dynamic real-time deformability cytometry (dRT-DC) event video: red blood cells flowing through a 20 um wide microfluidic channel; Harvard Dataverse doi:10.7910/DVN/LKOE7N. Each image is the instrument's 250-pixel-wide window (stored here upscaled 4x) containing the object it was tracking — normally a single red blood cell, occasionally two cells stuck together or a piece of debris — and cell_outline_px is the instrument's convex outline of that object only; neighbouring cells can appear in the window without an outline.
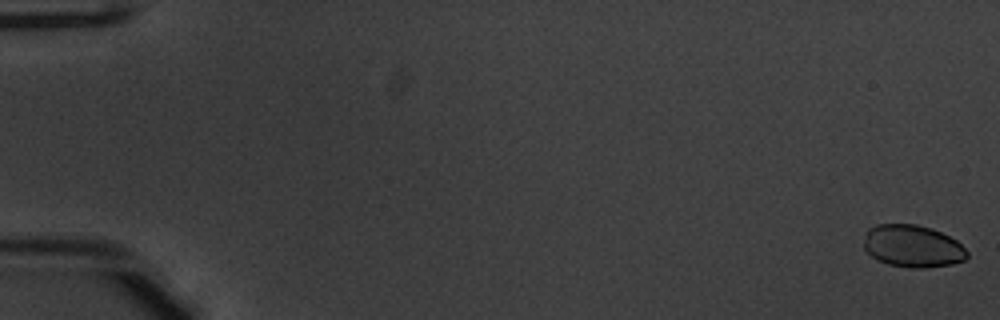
{"species": "common noctule bat (a hibernating species)", "species_latin": "Nyctalus noctula", "temperature_condition": "warm", "stored_images_in_passage": 53, "camera_frame_rate_fps": 3000, "um_per_image_px": 0.085, "animal": {"sex": "male", "body_mass_g": 20.1, "forearm_length_mm": 53.5}, "frame": {"image": 1, "passage_image": 1, "time_ms": 0.0, "image_size_px": [1000, 320], "cell_outline_px": [[968, 256], [964, 260], [952, 264], [924, 268], [908, 268], [888, 264], [872, 256], [864, 248], [864, 244], [868, 228], [876, 224], [916, 224], [932, 228], [956, 240], [968, 252]], "centroid_in_image_um": [77.58, 20.92], "position_along_channel_um": 7.4, "area_um2": 25.37}}
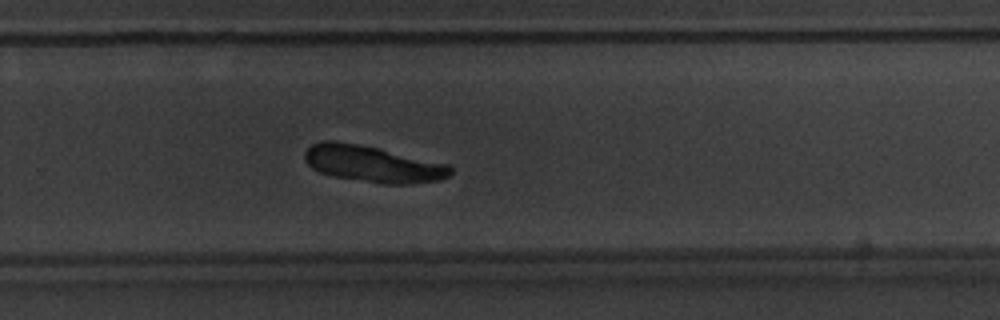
{"frame": {"image": 2, "passage_image": 36, "time_ms": 11.667, "image_size_px": [1000, 320], "cell_outline_px": [[452, 172], [448, 176], [440, 180], [412, 184], [384, 184], [332, 176], [320, 172], [312, 168], [304, 160], [304, 152], [312, 144], [320, 140], [336, 140], [360, 144], [380, 148], [448, 164], [452, 168]], "centroid_in_image_um": [31.66, 13.92], "position_along_channel_um": 298.1, "area_um2": 31.27}}
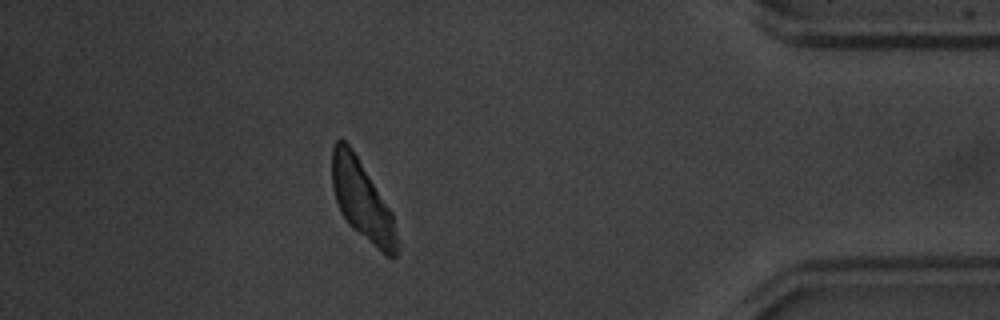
{"frame": {"image": 3, "passage_image": 47, "time_ms": 15.333, "image_size_px": [1000, 320], "cell_outline_px": [[400, 244], [396, 256], [384, 256], [352, 228], [348, 224], [340, 212], [332, 188], [332, 148], [336, 140], [340, 136], [352, 148], [392, 212]], "centroid_in_image_um": [30.79, 17.07], "position_along_channel_um": 404.4, "area_um2": 30.4}}